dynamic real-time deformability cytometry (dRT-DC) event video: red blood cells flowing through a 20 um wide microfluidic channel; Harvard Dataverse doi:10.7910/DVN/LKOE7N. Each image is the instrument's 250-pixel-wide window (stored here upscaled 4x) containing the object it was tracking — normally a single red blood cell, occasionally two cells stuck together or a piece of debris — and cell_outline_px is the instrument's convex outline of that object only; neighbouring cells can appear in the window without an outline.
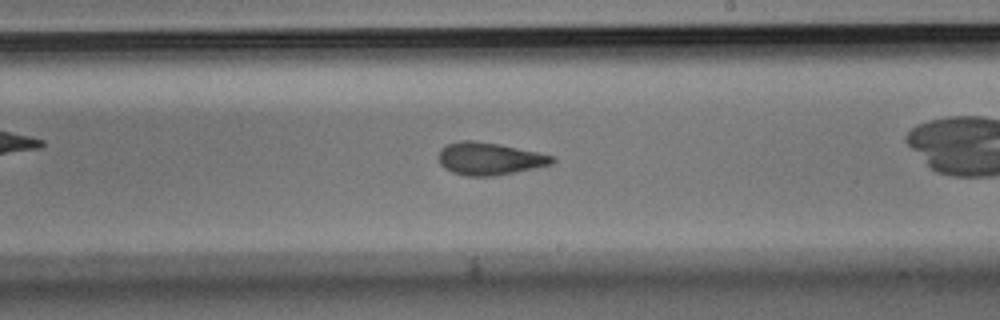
{"species": "Egyptian fruit bat (a non-hibernating species)", "species_latin": "Rousettus aegyptiacus", "temperature_condition": "room temperature", "stored_images_in_passage": 41, "camera_frame_rate_fps": 3000, "um_per_image_px": 0.085, "animal": {"sex": "male"}, "frame": {"image": 1, "passage_image": 18, "time_ms": 5.667, "image_size_px": [1000, 320], "cell_outline_px": [[556, 160], [552, 164], [516, 172], [492, 176], [464, 176], [452, 172], [444, 168], [440, 164], [440, 148], [448, 144], [460, 140], [472, 140], [500, 144], [536, 152], [552, 156]], "centroid_in_image_um": [41.58, 13.49], "position_along_channel_um": 247.4, "area_um2": 21.39}, "authors_computed_cell_mechanics": {"area_um2": 21.7328, "velocity_mm_per_s": 3.7292, "shape_relaxation_time_tau1_ms": null, "shape_relaxation_time_tau2_ms": 1.1215, "deformation_change_tau1": null, "deformation_change_tau2": 0.1052}}